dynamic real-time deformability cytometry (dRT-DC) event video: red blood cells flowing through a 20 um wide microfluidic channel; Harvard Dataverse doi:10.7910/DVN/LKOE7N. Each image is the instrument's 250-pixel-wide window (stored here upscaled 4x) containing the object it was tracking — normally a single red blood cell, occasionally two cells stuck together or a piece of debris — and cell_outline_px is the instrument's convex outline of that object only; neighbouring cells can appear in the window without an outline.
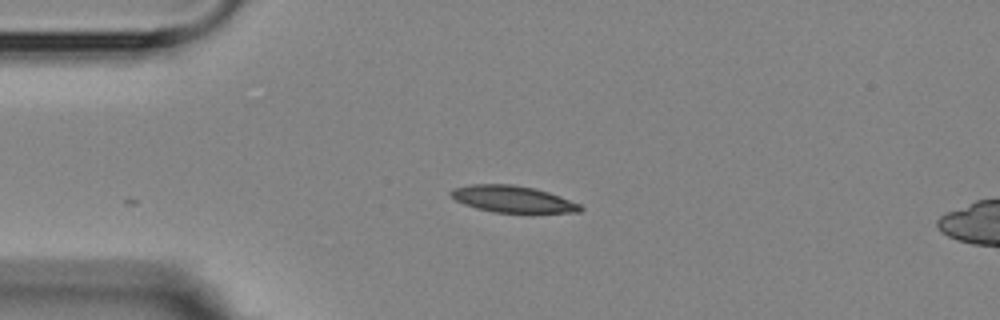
{"species": "Egyptian fruit bat (a non-hibernating species)", "species_latin": "Rousettus aegyptiacus", "temperature_condition": "room temperature", "stored_images_in_passage": 7, "camera_frame_rate_fps": 3000, "um_per_image_px": 0.085, "animal": {"sex": "female"}, "frame": {"image": 1, "passage_image": 1, "time_ms": 0.0, "image_size_px": [1000, 320], "cell_outline_px": [[584, 208], [580, 212], [492, 212], [476, 208], [464, 204], [456, 200], [448, 192], [452, 188], [472, 184], [512, 184], [532, 188], [548, 192], [560, 196], [580, 204]], "centroid_in_image_um": [43.55, 16.92], "position_along_channel_um": 41.5, "area_um2": 19.94}}
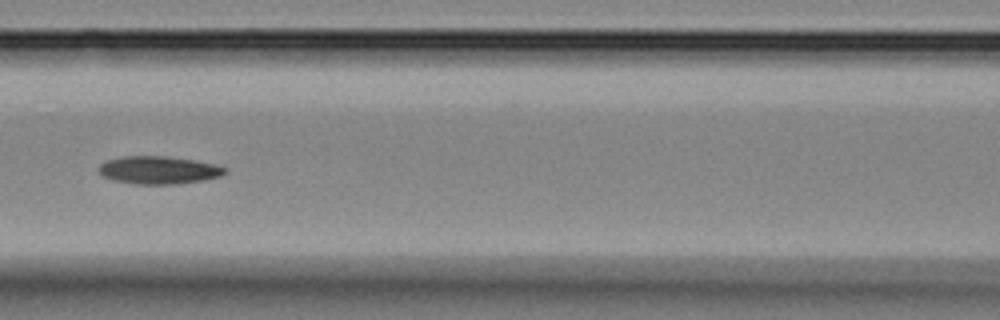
{"frame": {"image": 2, "passage_image": 4, "time_ms": 3.667, "image_size_px": [1000, 320], "cell_outline_px": [[228, 172], [220, 176], [204, 180], [176, 184], [136, 184], [112, 180], [100, 176], [96, 168], [104, 160], [124, 156], [164, 156], [192, 160], [216, 164], [228, 168]], "centroid_in_image_um": [13.44, 14.46], "position_along_channel_um": 153.2, "area_um2": 20.75}}
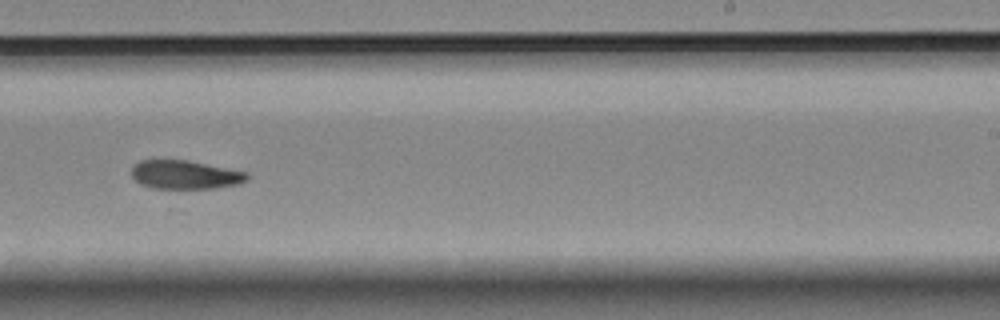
{"frame": {"image": 3, "passage_image": 7, "time_ms": 7.0, "image_size_px": [1000, 320], "cell_outline_px": [[248, 180], [240, 184], [216, 188], [152, 188], [140, 184], [132, 176], [132, 164], [140, 160], [188, 160], [248, 172]], "centroid_in_image_um": [15.74, 14.85], "position_along_channel_um": 273.3, "area_um2": 19.42}}